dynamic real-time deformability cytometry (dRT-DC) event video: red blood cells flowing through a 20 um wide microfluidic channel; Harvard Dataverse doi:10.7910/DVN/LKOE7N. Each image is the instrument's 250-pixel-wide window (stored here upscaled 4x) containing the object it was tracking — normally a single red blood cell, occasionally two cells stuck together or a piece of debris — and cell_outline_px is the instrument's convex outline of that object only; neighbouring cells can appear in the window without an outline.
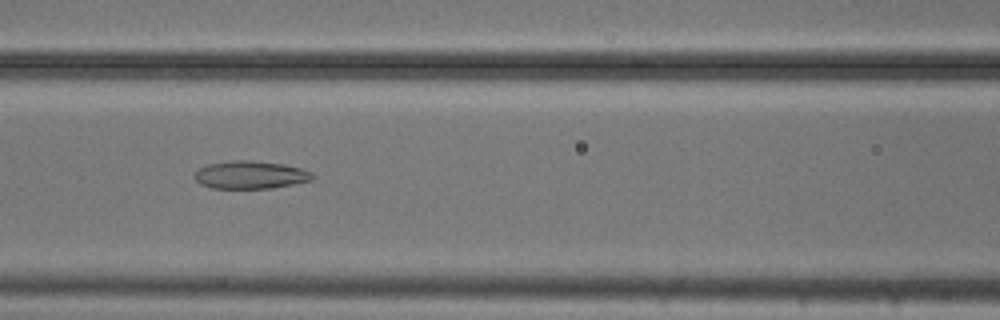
{"species": "common noctule bat (a hibernating species)", "species_latin": "Nyctalus noctula", "temperature_condition": "cold", "stored_images_in_passage": 48, "camera_frame_rate_fps": 3000, "um_per_image_px": 0.085, "animal": {"sex": "male", "body_mass_g": 20.5, "forearm_length_mm": 52.5}, "frame": {"image": 1, "passage_image": 19, "time_ms": 6.0, "image_size_px": [1000, 320], "cell_outline_px": [[316, 176], [312, 180], [272, 188], [212, 188], [200, 184], [192, 176], [200, 168], [208, 164], [232, 160], [252, 160], [284, 164], [300, 168], [312, 172]], "centroid_in_image_um": [21.29, 14.86], "position_along_channel_um": 145.3, "area_um2": 19.19}}
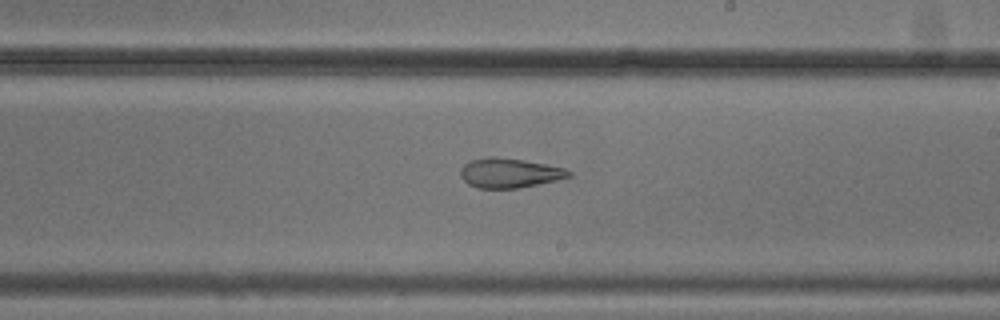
{"frame": {"image": 2, "passage_image": 27, "time_ms": 8.667, "image_size_px": [1000, 320], "cell_outline_px": [[572, 176], [556, 180], [520, 188], [476, 188], [468, 184], [460, 176], [460, 168], [464, 164], [472, 160], [488, 156], [496, 156], [524, 160], [564, 168], [572, 172]], "centroid_in_image_um": [43.28, 14.7], "position_along_channel_um": 245.7, "area_um2": 18.73}}
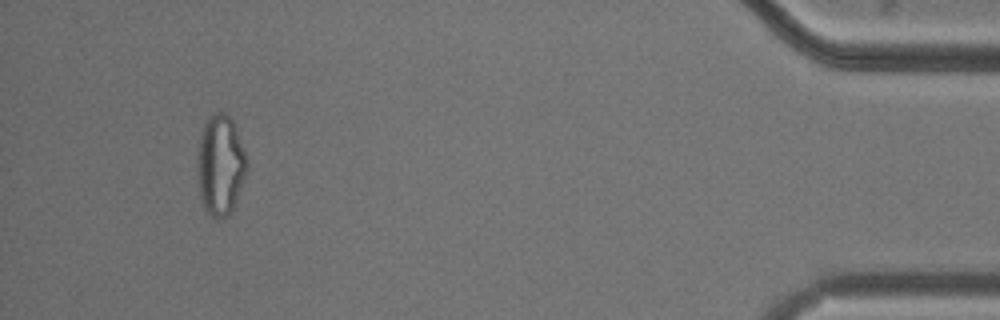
{"frame": {"image": 3, "passage_image": 46, "time_ms": 15.0, "image_size_px": [1000, 320], "cell_outline_px": [[248, 168], [232, 212], [228, 216], [212, 216], [204, 208], [200, 196], [196, 172], [196, 164], [200, 132], [208, 116], [216, 112], [224, 112], [232, 120], [244, 148], [248, 160]], "centroid_in_image_um": [18.72, 14.01], "position_along_channel_um": 416.5, "area_um2": 29.25}}